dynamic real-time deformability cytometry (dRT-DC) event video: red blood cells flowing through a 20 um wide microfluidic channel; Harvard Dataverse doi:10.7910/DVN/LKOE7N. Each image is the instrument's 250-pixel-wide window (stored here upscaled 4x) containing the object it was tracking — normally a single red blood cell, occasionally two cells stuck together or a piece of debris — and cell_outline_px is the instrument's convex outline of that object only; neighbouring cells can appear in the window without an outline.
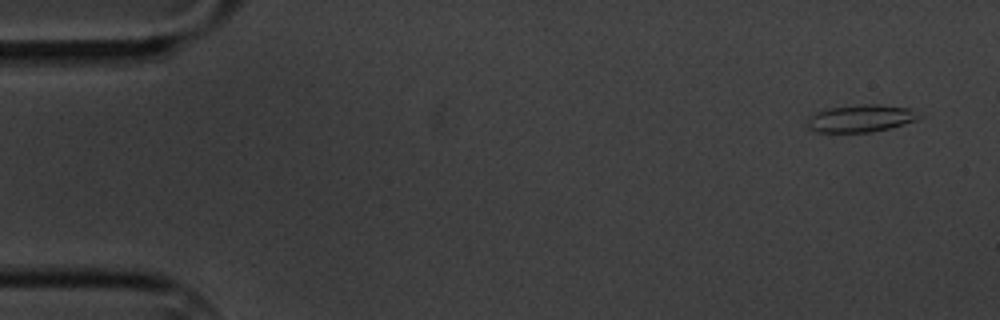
{"species": "common noctule bat (a hibernating species)", "species_latin": "Nyctalus noctula", "temperature_condition": "cold", "stored_images_in_passage": 5, "camera_frame_rate_fps": 3000, "um_per_image_px": 0.085, "animal": {"sex": "male", "body_mass_g": 20.1, "forearm_length_mm": 53.5}, "frame": {"image": 1, "passage_image": 1, "time_ms": 0.0, "image_size_px": [1000, 320], "cell_outline_px": [[924, 116], [916, 120], [888, 128], [872, 132], [816, 132], [808, 128], [808, 120], [816, 112], [828, 108], [864, 104], [876, 104], [912, 108]], "centroid_in_image_um": [73.21, 10.06], "position_along_channel_um": 11.8, "area_um2": 17.74}}